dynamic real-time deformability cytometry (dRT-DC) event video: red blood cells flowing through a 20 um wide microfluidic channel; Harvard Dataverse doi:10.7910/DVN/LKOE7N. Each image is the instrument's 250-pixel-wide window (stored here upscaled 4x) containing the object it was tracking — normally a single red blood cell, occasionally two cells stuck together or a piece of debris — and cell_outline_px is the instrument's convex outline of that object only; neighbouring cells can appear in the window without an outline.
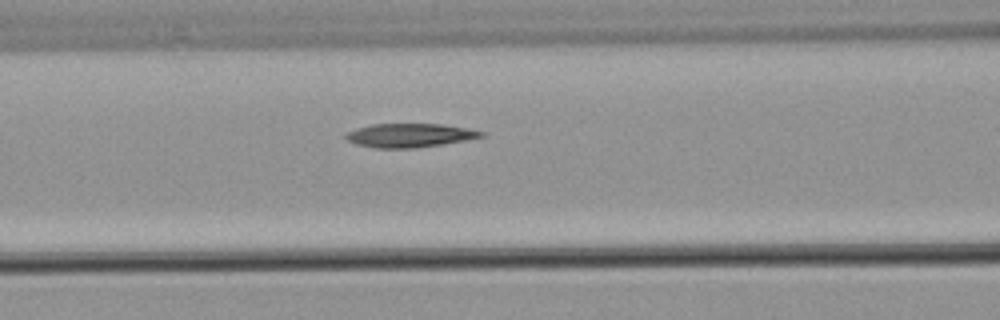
{"species": "common noctule bat (a hibernating species)", "species_latin": "Nyctalus noctula", "temperature_condition": "warm", "stored_images_in_passage": 40, "camera_frame_rate_fps": 3000, "um_per_image_px": 0.085, "animal": {"sex": "male", "body_mass_g": 21.5, "forearm_length_mm": 52.0}, "frame": {"image": 1, "passage_image": 18, "time_ms": 5.667, "image_size_px": [1000, 320], "cell_outline_px": [[484, 136], [444, 144], [416, 148], [376, 148], [356, 144], [348, 140], [344, 136], [348, 132], [356, 128], [372, 124], [444, 124], [484, 132]], "centroid_in_image_um": [34.79, 11.51], "position_along_channel_um": 131.8, "area_um2": 18.61}}